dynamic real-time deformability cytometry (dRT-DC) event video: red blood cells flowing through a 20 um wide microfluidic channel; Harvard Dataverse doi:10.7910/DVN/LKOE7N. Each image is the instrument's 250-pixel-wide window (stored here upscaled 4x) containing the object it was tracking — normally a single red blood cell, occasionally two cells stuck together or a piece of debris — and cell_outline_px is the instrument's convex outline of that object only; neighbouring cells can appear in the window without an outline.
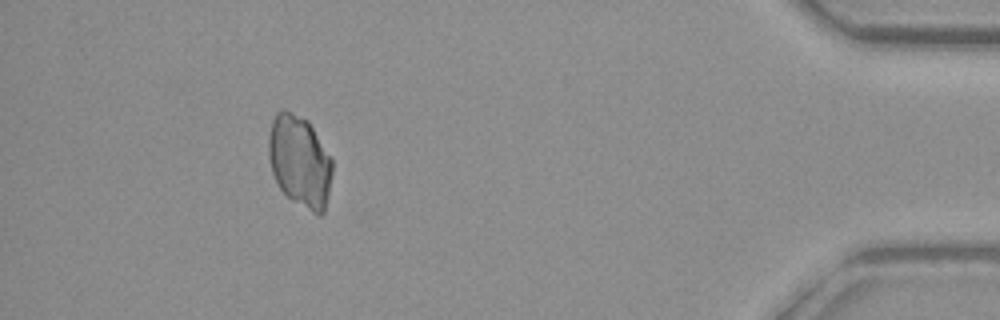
{"species": "common noctule bat (a hibernating species)", "species_latin": "Nyctalus noctula", "temperature_condition": "warm", "stored_images_in_passage": 51, "camera_frame_rate_fps": 3000, "um_per_image_px": 0.085, "animal": {"sex": "female", "body_mass_g": 29.2, "forearm_length_mm": 56.3}, "frame": {"image": 1, "passage_image": 49, "time_ms": 16.0, "image_size_px": [1000, 320], "cell_outline_px": [[332, 172], [328, 196], [324, 212], [320, 216], [316, 216], [292, 200], [280, 188], [272, 172], [268, 156], [268, 140], [272, 120], [276, 112], [280, 108], [284, 108], [308, 120], [332, 160]], "centroid_in_image_um": [25.47, 13.7], "position_along_channel_um": 409.7, "area_um2": 34.22}}